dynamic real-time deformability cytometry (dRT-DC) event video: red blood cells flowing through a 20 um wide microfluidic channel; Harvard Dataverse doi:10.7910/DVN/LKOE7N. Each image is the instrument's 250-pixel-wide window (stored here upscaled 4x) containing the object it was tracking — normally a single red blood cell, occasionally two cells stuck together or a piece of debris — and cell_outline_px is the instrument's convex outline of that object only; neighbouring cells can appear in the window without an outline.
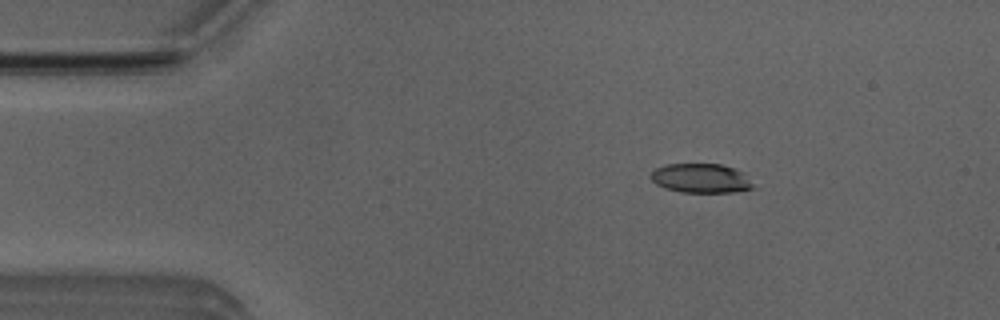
{"species": "Egyptian fruit bat (a non-hibernating species)", "species_latin": "Rousettus aegyptiacus", "temperature_condition": "room temperature", "stored_images_in_passage": 46, "camera_frame_rate_fps": 3000, "um_per_image_px": 0.085, "animal": {"sex": "male"}, "frame": {"image": 1, "passage_image": 3, "time_ms": 0.667, "image_size_px": [1000, 320], "cell_outline_px": [[756, 188], [732, 192], [680, 192], [664, 188], [656, 184], [648, 176], [656, 168], [664, 164], [720, 164], [744, 172]], "centroid_in_image_um": [59.56, 15.15], "position_along_channel_um": 25.4, "area_um2": 17.57}}
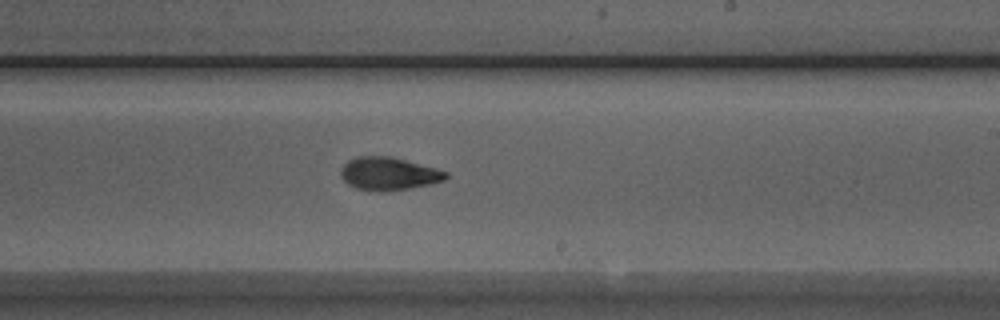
{"frame": {"image": 2, "passage_image": 25, "time_ms": 8.0, "image_size_px": [1000, 320], "cell_outline_px": [[448, 176], [444, 180], [432, 184], [408, 188], [380, 192], [356, 188], [348, 184], [340, 176], [340, 172], [344, 164], [348, 160], [356, 156], [392, 156], [436, 168], [448, 172]], "centroid_in_image_um": [33.03, 14.75], "position_along_channel_um": 256.0, "area_um2": 20.23}}
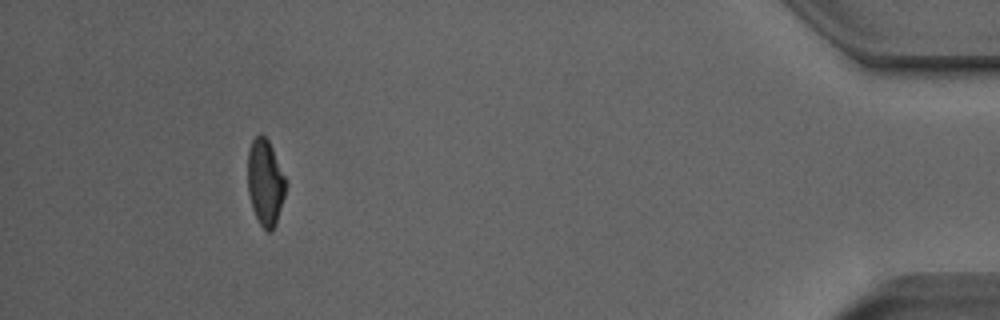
{"frame": {"image": 3, "passage_image": 42, "time_ms": 13.667, "image_size_px": [1000, 320], "cell_outline_px": [[288, 184], [276, 224], [272, 232], [268, 232], [260, 224], [252, 208], [248, 192], [248, 148], [252, 140], [260, 132], [268, 140], [288, 180]], "centroid_in_image_um": [22.57, 15.49], "position_along_channel_um": 412.6, "area_um2": 19.42}, "authors_computed_cell_mechanics": {"area_um2": 19.652, "velocity_mm_per_s": 3.9926, "shape_relaxation_time_tau1_ms": 3.9509, "shape_relaxation_time_tau2_ms": 2.4208, "deformation_change_tau1": 0.1777, "deformation_change_tau2": 0.0889}}